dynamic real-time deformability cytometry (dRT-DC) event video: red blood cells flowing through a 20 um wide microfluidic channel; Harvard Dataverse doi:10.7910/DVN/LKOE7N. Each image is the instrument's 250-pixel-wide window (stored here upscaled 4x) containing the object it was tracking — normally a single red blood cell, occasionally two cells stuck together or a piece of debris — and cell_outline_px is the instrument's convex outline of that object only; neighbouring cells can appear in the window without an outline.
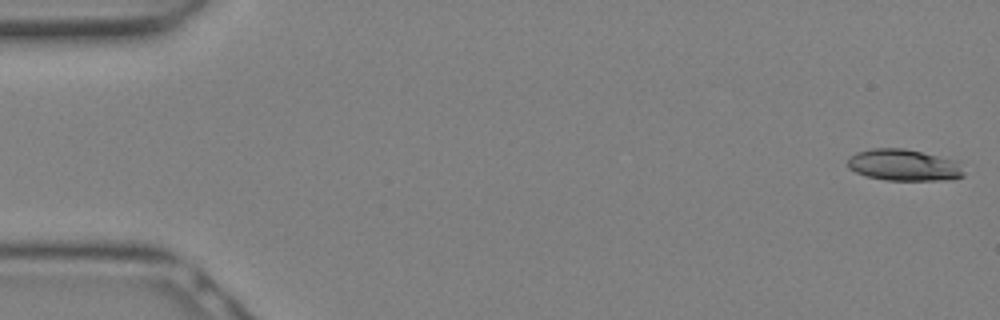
{"species": "Egyptian fruit bat (a non-hibernating species)", "species_latin": "Rousettus aegyptiacus", "temperature_condition": "warm", "stored_images_in_passage": 9, "camera_frame_rate_fps": 3000, "um_per_image_px": 0.085, "animal": {"sex": "female"}, "frame": {"image": 1, "passage_image": 1, "time_ms": 0.0, "image_size_px": [1000, 320], "cell_outline_px": [[964, 176], [952, 180], [888, 180], [868, 176], [856, 172], [848, 168], [848, 160], [856, 152], [872, 148], [904, 148], [956, 160], [964, 172]], "centroid_in_image_um": [76.85, 14.03], "position_along_channel_um": 8.2, "area_um2": 21.27}}
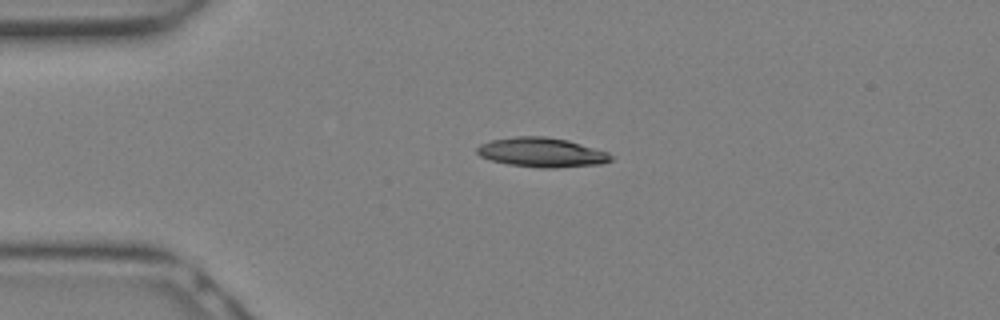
{"frame": {"image": 2, "passage_image": 7, "time_ms": 2.0, "image_size_px": [1000, 320], "cell_outline_px": [[616, 156], [612, 160], [600, 164], [556, 168], [540, 168], [508, 164], [492, 160], [480, 156], [476, 152], [476, 148], [480, 144], [492, 140], [516, 136], [544, 136], [568, 140], [608, 152]], "centroid_in_image_um": [46.08, 12.95], "position_along_channel_um": 38.9, "area_um2": 23.06}}